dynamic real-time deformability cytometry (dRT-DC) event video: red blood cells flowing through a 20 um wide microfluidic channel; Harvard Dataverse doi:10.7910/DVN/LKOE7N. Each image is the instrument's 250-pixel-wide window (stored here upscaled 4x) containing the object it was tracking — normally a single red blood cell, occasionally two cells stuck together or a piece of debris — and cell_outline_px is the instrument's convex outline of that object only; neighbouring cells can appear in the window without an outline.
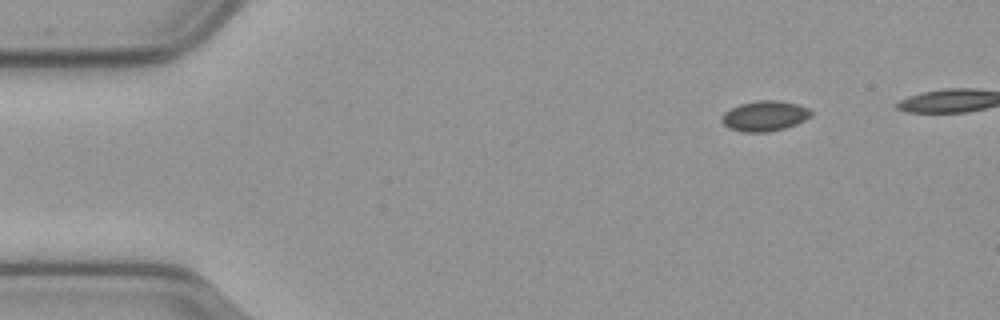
{"species": "common noctule bat (a hibernating species)", "species_latin": "Nyctalus noctula", "temperature_condition": "cold", "stored_images_in_passage": 44, "camera_frame_rate_fps": 3000, "um_per_image_px": 0.085, "animal": {"sex": "male", "body_mass_g": 23.1, "forearm_length_mm": 52.7}, "frame": {"image": 1, "passage_image": 1, "time_ms": 0.0, "image_size_px": [1000, 320], "cell_outline_px": [[812, 116], [796, 124], [784, 128], [768, 132], [744, 132], [728, 128], [720, 120], [724, 112], [740, 104], [756, 100], [776, 100], [796, 104], [808, 108], [812, 112]], "centroid_in_image_um": [64.99, 9.86], "position_along_channel_um": 20.0, "area_um2": 15.72}}
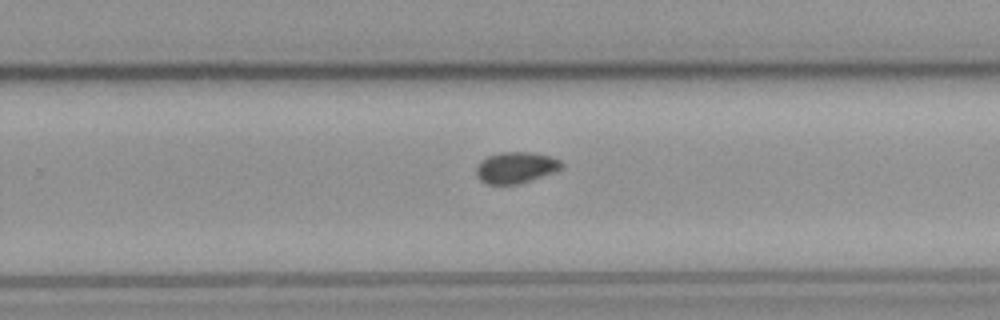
{"frame": {"image": 2, "passage_image": 30, "time_ms": 9.667, "image_size_px": [1000, 320], "cell_outline_px": [[564, 164], [560, 168], [552, 172], [516, 184], [488, 184], [480, 180], [476, 176], [476, 168], [480, 160], [488, 156], [500, 152], [532, 152], [552, 156], [560, 160]], "centroid_in_image_um": [43.81, 14.22], "position_along_channel_um": 286.0, "area_um2": 15.37}}
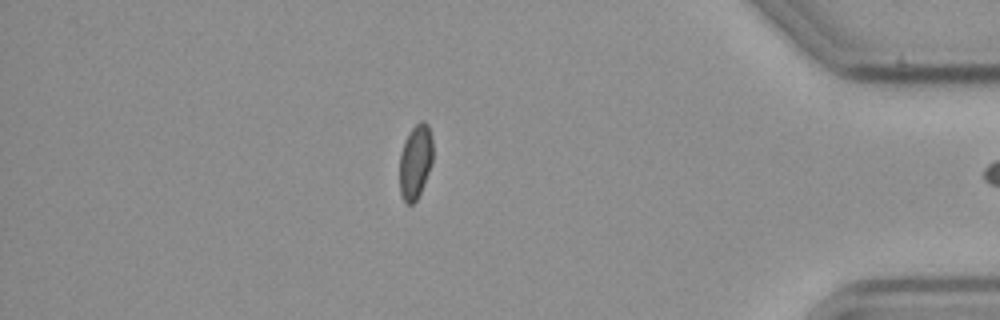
{"frame": {"image": 3, "passage_image": 43, "time_ms": 14.0, "image_size_px": [1000, 320], "cell_outline_px": [[432, 164], [420, 192], [416, 200], [412, 204], [408, 204], [404, 200], [400, 192], [400, 152], [404, 140], [408, 132], [420, 120], [424, 120], [428, 124], [432, 136]], "centroid_in_image_um": [35.31, 13.68], "position_along_channel_um": 399.9, "area_um2": 14.51}}